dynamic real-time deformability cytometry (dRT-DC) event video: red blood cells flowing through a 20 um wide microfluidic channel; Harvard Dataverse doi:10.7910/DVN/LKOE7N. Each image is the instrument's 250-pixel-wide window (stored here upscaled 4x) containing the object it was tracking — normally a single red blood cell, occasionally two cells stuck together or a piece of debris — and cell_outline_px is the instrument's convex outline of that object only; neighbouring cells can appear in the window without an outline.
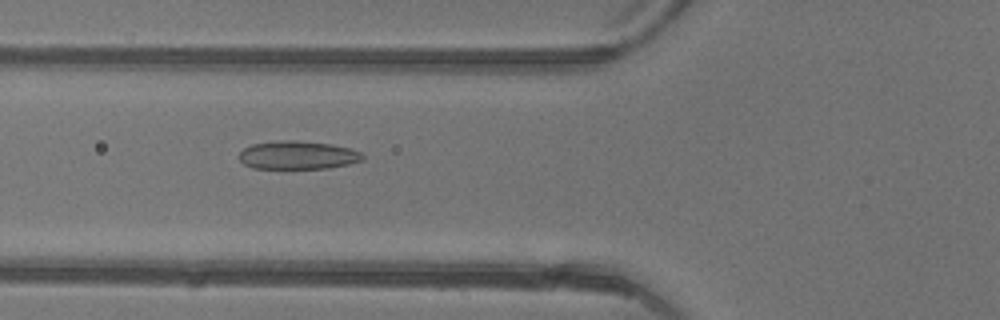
{"species": "common noctule bat (a hibernating species)", "species_latin": "Nyctalus noctula", "temperature_condition": "warm", "stored_images_in_passage": 47, "camera_frame_rate_fps": 3000, "um_per_image_px": 0.085, "animal": {"sex": "female"}, "frame": {"image": 1, "passage_image": 18, "time_ms": 5.667, "image_size_px": [1000, 320], "cell_outline_px": [[364, 160], [348, 164], [328, 168], [252, 168], [244, 164], [240, 160], [240, 152], [244, 148], [252, 144], [280, 140], [296, 140], [328, 144], [352, 148], [360, 152], [364, 156]], "centroid_in_image_um": [25.32, 13.18], "position_along_channel_um": 100.5, "area_um2": 20.29}}
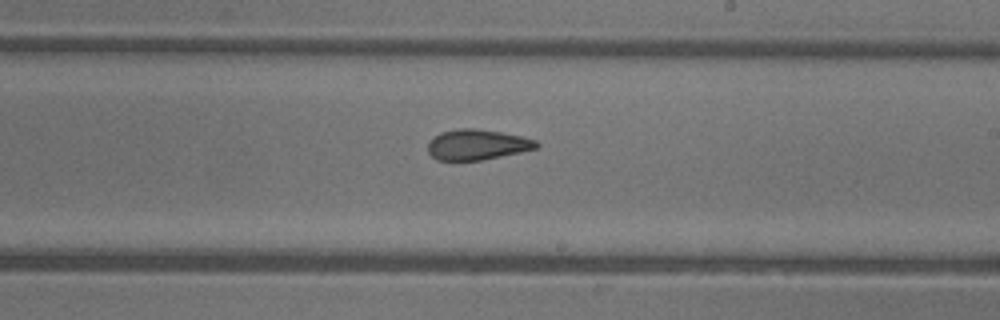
{"frame": {"image": 2, "passage_image": 28, "time_ms": 9.0, "image_size_px": [1000, 320], "cell_outline_px": [[540, 144], [536, 148], [520, 152], [480, 160], [436, 160], [428, 152], [428, 140], [432, 136], [440, 132], [460, 128], [472, 128], [500, 132], [520, 136], [536, 140]], "centroid_in_image_um": [40.5, 12.29], "position_along_channel_um": 248.5, "area_um2": 19.19}}
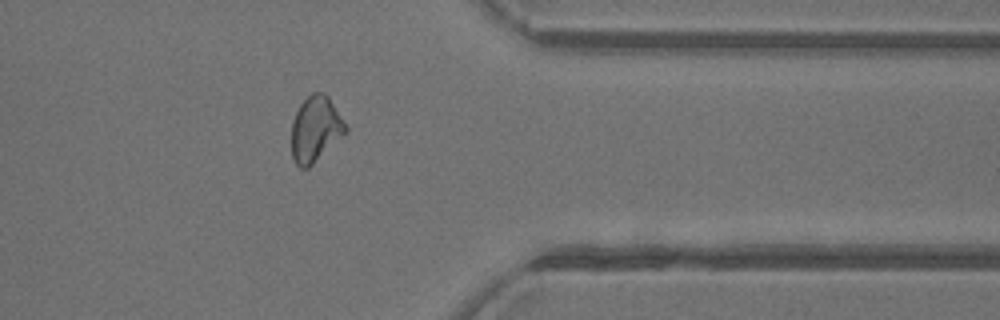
{"frame": {"image": 3, "passage_image": 38, "time_ms": 12.333, "image_size_px": [1000, 320], "cell_outline_px": [[348, 128], [308, 168], [300, 168], [296, 164], [292, 156], [292, 120], [300, 104], [312, 92], [324, 92], [328, 96]], "centroid_in_image_um": [26.77, 10.94], "position_along_channel_um": 384.6, "area_um2": 20.06}, "authors_computed_cell_mechanics": {"area_um2": 20.6924, "velocity_mm_per_s": 4.4296, "shape_relaxation_time_tau1_ms": 10.8804, "shape_relaxation_time_tau2_ms": 2.0361, "deformation_change_tau1": 0.2289, "deformation_change_tau2": 0.0705}}